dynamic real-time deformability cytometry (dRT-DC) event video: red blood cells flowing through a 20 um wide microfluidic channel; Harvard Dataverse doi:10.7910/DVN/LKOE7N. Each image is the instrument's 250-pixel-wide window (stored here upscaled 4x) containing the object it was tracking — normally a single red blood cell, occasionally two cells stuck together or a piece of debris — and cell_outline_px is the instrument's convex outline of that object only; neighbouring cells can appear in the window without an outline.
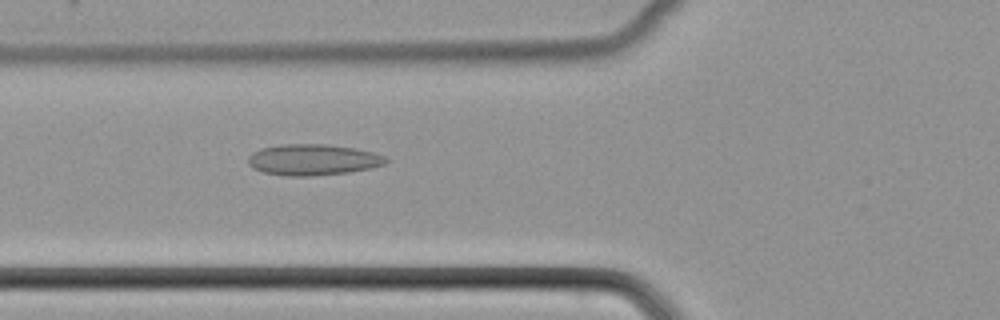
{"species": "common noctule bat (a hibernating species)", "species_latin": "Nyctalus noctula", "temperature_condition": "cold", "stored_images_in_passage": 51, "camera_frame_rate_fps": 3000, "um_per_image_px": 0.085, "animal": {"sex": "female", "body_mass_g": 22.7, "forearm_length_mm": 54.2}, "frame": {"image": 1, "passage_image": 20, "time_ms": 6.333, "image_size_px": [1000, 320], "cell_outline_px": [[388, 160], [384, 164], [368, 168], [348, 172], [312, 176], [284, 176], [264, 172], [252, 168], [248, 164], [248, 156], [252, 152], [260, 148], [280, 144], [328, 144], [352, 148], [372, 152], [384, 156]], "centroid_in_image_um": [26.53, 13.57], "position_along_channel_um": 99.3, "area_um2": 24.91}}
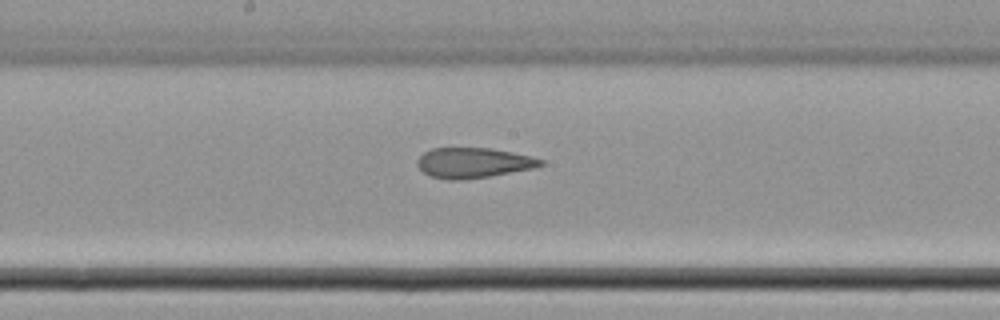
{"frame": {"image": 2, "passage_image": 28, "time_ms": 9.0, "image_size_px": [1000, 320], "cell_outline_px": [[544, 164], [536, 168], [488, 176], [460, 180], [448, 180], [432, 176], [424, 172], [416, 164], [416, 160], [424, 152], [432, 148], [492, 148], [532, 156], [544, 160]], "centroid_in_image_um": [40.26, 13.83], "position_along_channel_um": 207.9, "area_um2": 21.73}}
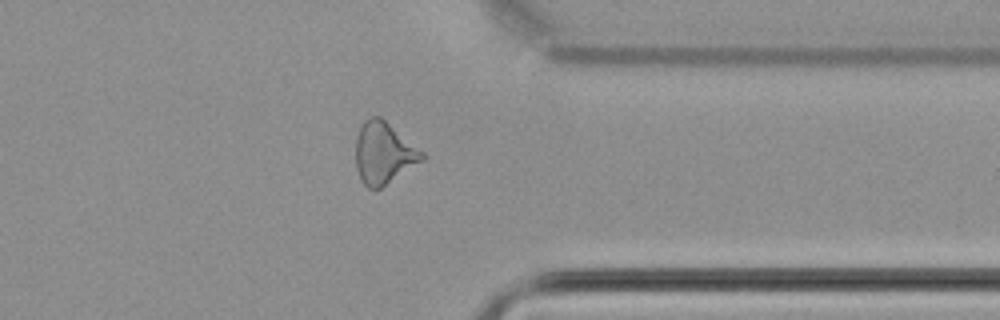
{"frame": {"image": 3, "passage_image": 41, "time_ms": 13.333, "image_size_px": [1000, 320], "cell_outline_px": [[424, 160], [380, 188], [368, 188], [360, 180], [356, 168], [356, 136], [364, 120], [372, 116], [380, 116], [424, 152]], "centroid_in_image_um": [32.6, 13.0], "position_along_channel_um": 378.8, "area_um2": 23.76}}